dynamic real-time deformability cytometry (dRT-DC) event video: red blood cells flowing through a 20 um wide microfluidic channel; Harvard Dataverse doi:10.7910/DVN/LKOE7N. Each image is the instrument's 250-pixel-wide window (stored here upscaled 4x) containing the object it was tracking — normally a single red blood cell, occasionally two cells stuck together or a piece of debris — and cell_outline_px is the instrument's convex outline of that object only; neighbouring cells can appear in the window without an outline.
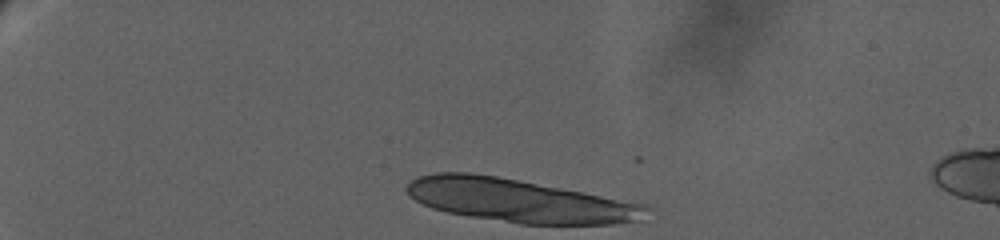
{"species": "human", "species_latin": "Homo sapiens", "temperature_condition": "warm", "stored_images_in_passage": 44, "camera_frame_rate_fps": 3000, "um_per_image_px": 0.085, "donor": {"sex": "female"}, "frame": {"image": 1, "passage_image": 1, "time_ms": 0.0, "image_size_px": [1000, 240], "cell_outline_px": [[652, 208], [640, 220], [612, 224], [520, 224], [468, 216], [448, 212], [432, 208], [416, 200], [404, 188], [412, 180], [420, 176], [436, 172], [468, 172], [496, 176], [584, 192], [648, 204]], "centroid_in_image_um": [44.18, 17.05], "position_along_channel_um": 40.8, "area_um2": 60.11}}
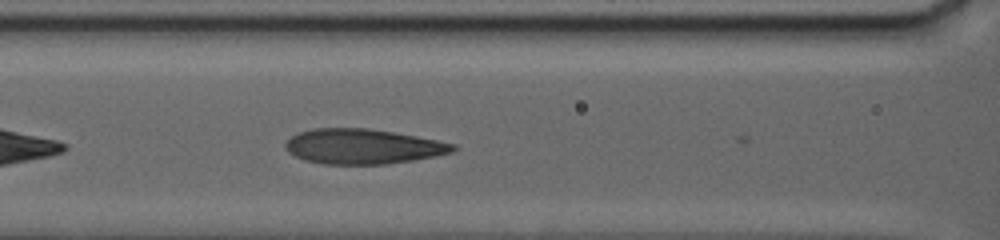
{"frame": {"image": 2, "passage_image": 17, "time_ms": 7.0, "image_size_px": [1000, 240], "cell_outline_px": [[460, 148], [452, 152], [412, 160], [388, 164], [324, 164], [304, 160], [288, 152], [284, 148], [284, 144], [296, 132], [312, 128], [368, 128], [416, 136], [456, 144]], "centroid_in_image_um": [30.81, 12.44], "position_along_channel_um": 135.8, "area_um2": 34.22}}
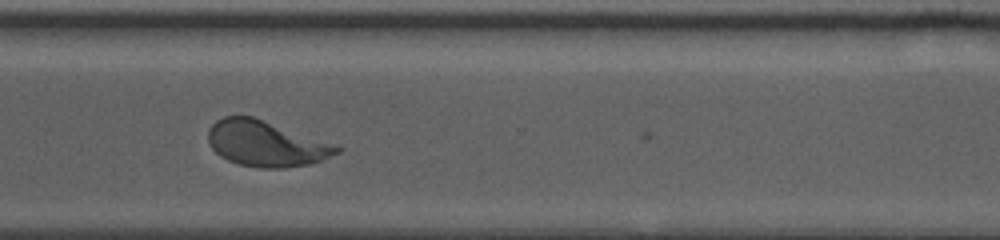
{"frame": {"image": 3, "passage_image": 36, "time_ms": 14.667, "image_size_px": [1000, 240], "cell_outline_px": [[344, 148], [340, 152], [320, 160], [308, 164], [284, 168], [260, 168], [240, 164], [228, 160], [220, 156], [208, 144], [208, 128], [216, 120], [224, 116], [252, 116]], "centroid_in_image_um": [22.55, 12.21], "position_along_channel_um": 348.0, "area_um2": 33.81}, "authors_computed_cell_mechanics": {"area_um2": 34.8823, "velocity_mm_per_s": 2.7738, "shape_relaxation_time_tau1_ms": 6.2286, "shape_relaxation_time_tau2_ms": null, "deformation_change_tau1": 0.2385, "deformation_change_tau2": null}}